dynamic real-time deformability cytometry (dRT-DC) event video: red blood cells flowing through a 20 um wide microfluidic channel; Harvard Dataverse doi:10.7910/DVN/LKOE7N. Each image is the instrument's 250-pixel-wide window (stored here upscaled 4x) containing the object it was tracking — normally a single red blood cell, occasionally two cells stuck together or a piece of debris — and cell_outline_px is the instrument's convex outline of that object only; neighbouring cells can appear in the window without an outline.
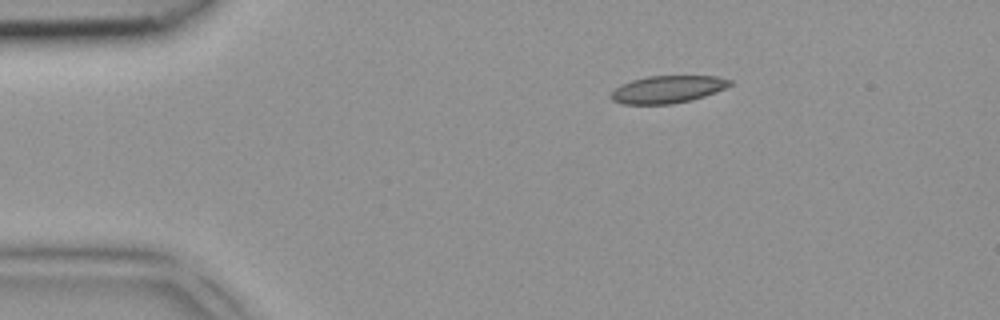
{"species": "common noctule bat (a hibernating species)", "species_latin": "Nyctalus noctula", "temperature_condition": "room temperature", "stored_images_in_passage": 3, "camera_frame_rate_fps": 3000, "um_per_image_px": 0.085, "animal": {"sex": "female", "body_mass_g": 18.4}, "frame": {"image": 1, "passage_image": 1, "time_ms": 0.0, "image_size_px": [1000, 320], "cell_outline_px": [[732, 84], [716, 92], [692, 100], [672, 104], [620, 104], [612, 100], [608, 96], [620, 84], [632, 80], [648, 76], [716, 76], [732, 80]], "centroid_in_image_um": [56.72, 7.6], "position_along_channel_um": 28.3, "area_um2": 19.07}}
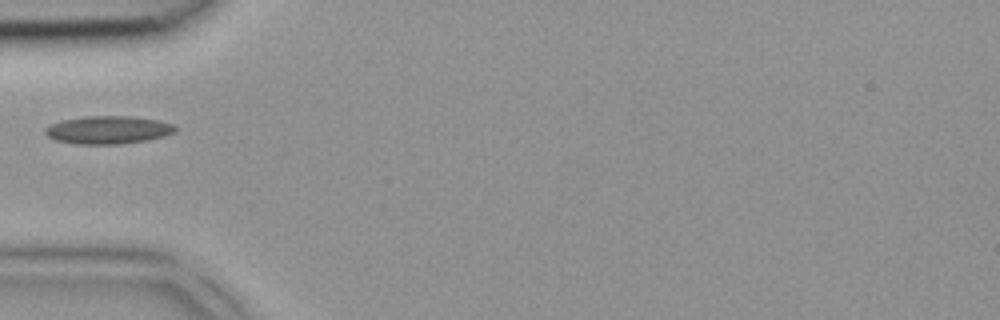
{"frame": {"image": 2, "passage_image": 3, "time_ms": 0.667, "image_size_px": [1000, 320], "cell_outline_px": [[180, 128], [176, 132], [164, 136], [144, 140], [120, 144], [76, 144], [56, 140], [48, 136], [44, 132], [44, 128], [52, 124], [64, 120], [88, 116], [132, 116], [160, 120], [176, 124]], "centroid_in_image_um": [9.27, 11.03], "position_along_channel_um": 75.7, "area_um2": 21.27}}